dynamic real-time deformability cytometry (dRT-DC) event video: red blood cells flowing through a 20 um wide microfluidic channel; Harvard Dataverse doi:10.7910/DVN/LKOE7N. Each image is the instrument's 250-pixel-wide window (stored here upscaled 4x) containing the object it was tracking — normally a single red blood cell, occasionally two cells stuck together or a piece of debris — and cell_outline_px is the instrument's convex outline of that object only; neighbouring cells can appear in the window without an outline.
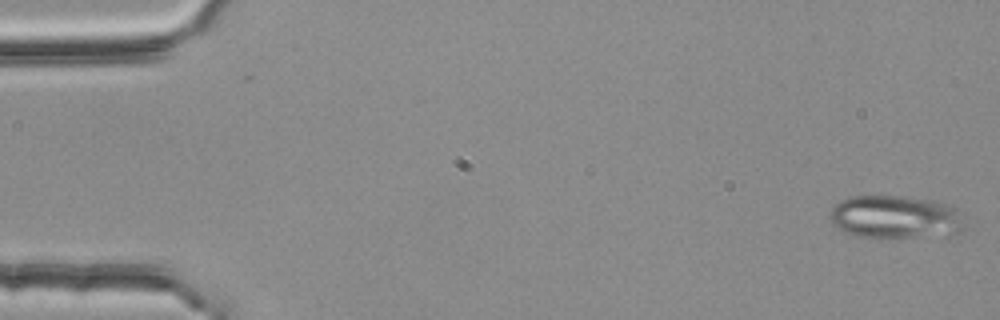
{"species": "common noctule bat (a hibernating species)", "species_latin": "Nyctalus noctula", "temperature_condition": "room temperature", "stored_images_in_passage": 3, "camera_frame_rate_fps": 3000, "um_per_image_px": 0.085, "animal": {"sex": "female", "body_mass_g": 25.1}, "frame": {"image": 1, "passage_image": 1, "time_ms": 0.0, "image_size_px": [1000, 320], "cell_outline_px": [[964, 228], [956, 232], [888, 240], [880, 240], [856, 236], [844, 232], [836, 228], [832, 224], [828, 216], [832, 208], [840, 200], [848, 196], [908, 196], [936, 200], [952, 204], [960, 208], [964, 212]], "centroid_in_image_um": [76.11, 18.45], "position_along_channel_um": 8.9, "area_um2": 35.14}}